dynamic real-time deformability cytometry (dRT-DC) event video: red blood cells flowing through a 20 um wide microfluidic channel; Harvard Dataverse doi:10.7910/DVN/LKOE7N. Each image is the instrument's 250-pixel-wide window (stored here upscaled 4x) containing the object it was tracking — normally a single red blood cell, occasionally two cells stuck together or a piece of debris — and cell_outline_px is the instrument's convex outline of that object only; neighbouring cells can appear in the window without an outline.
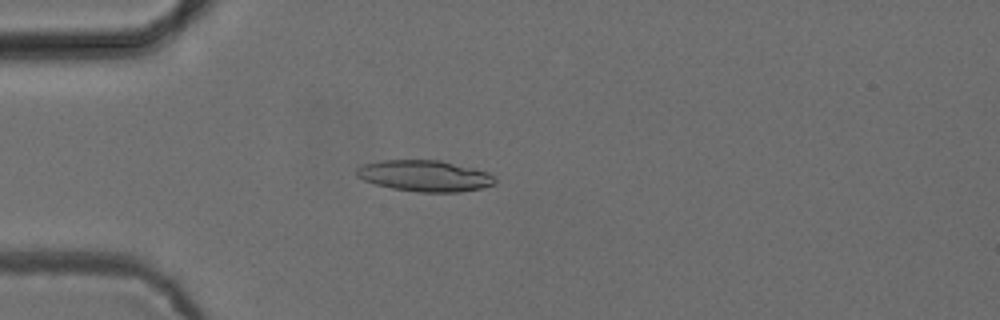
{"species": "common noctule bat (a hibernating species)", "species_latin": "Nyctalus noctula", "temperature_condition": "cold", "stored_images_in_passage": 51, "camera_frame_rate_fps": 3000, "um_per_image_px": 0.085, "animal": {"sex": "female", "body_mass_g": 24.6, "forearm_length_mm": 56.2}, "frame": {"image": 1, "passage_image": 15, "time_ms": 4.667, "image_size_px": [1000, 320], "cell_outline_px": [[496, 180], [492, 184], [480, 188], [460, 192], [420, 192], [392, 188], [376, 184], [364, 180], [356, 176], [356, 168], [364, 164], [384, 160], [440, 160], [488, 172]], "centroid_in_image_um": [36.07, 14.94], "position_along_channel_um": 48.9, "area_um2": 24.85}}
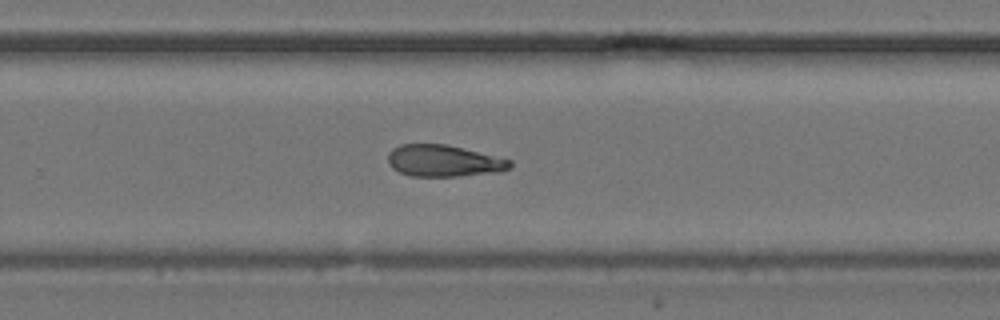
{"frame": {"image": 2, "passage_image": 35, "time_ms": 11.333, "image_size_px": [1000, 320], "cell_outline_px": [[512, 168], [500, 172], [460, 176], [412, 176], [400, 172], [392, 168], [388, 164], [388, 152], [392, 148], [400, 144], [448, 144], [512, 160]], "centroid_in_image_um": [37.73, 13.67], "position_along_channel_um": 292.1, "area_um2": 22.77}}
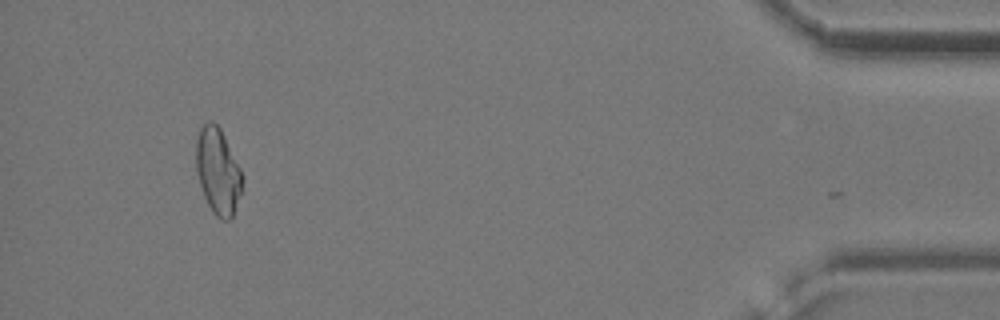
{"frame": {"image": 3, "passage_image": 50, "time_ms": 16.333, "image_size_px": [1000, 320], "cell_outline_px": [[244, 176], [240, 192], [232, 220], [220, 220], [212, 212], [204, 196], [196, 172], [196, 140], [200, 128], [208, 120], [212, 120], [220, 128]], "centroid_in_image_um": [18.51, 14.56], "position_along_channel_um": 416.7, "area_um2": 23.18}, "authors_computed_cell_mechanics": {"area_um2": 23.409, "velocity_mm_per_s": 3.8796, "shape_relaxation_time_tau1_ms": null, "shape_relaxation_time_tau2_ms": 9.3933, "deformation_change_tau1": null, "deformation_change_tau2": 0.2203}}